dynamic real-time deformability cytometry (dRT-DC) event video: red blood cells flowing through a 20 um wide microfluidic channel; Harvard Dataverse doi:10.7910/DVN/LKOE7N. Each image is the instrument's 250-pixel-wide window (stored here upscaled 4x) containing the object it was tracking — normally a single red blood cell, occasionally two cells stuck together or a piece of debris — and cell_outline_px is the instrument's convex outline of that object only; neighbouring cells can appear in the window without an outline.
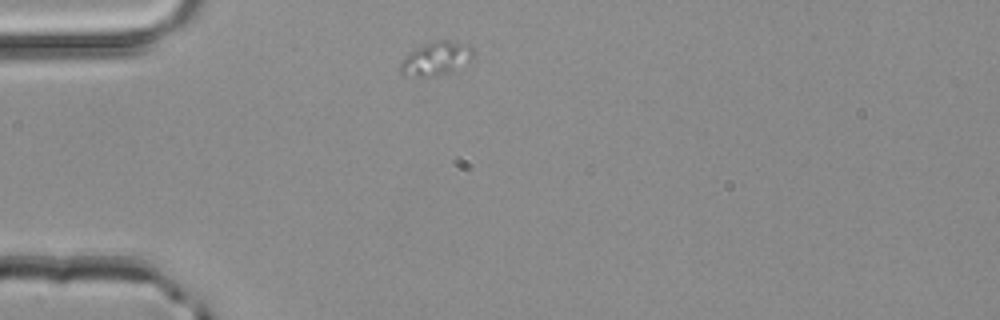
{"species": "common noctule bat (a hibernating species)", "species_latin": "Nyctalus noctula", "temperature_condition": "room temperature", "stored_images_in_passage": 1, "camera_frame_rate_fps": 3000, "um_per_image_px": 0.085, "animal": {"sex": "male", "body_mass_g": 20.4}, "frame": {"image": 1, "passage_image": 1, "time_ms": 0.0, "image_size_px": [1000, 320], "cell_outline_px": [[476, 52], [472, 60], [452, 72], [440, 76], [404, 76], [400, 72], [400, 64], [404, 56], [408, 52], [424, 44], [436, 40], [448, 40], [472, 44], [476, 48]], "centroid_in_image_um": [37.14, 4.97], "position_along_channel_um": 47.9, "area_um2": 14.91}}